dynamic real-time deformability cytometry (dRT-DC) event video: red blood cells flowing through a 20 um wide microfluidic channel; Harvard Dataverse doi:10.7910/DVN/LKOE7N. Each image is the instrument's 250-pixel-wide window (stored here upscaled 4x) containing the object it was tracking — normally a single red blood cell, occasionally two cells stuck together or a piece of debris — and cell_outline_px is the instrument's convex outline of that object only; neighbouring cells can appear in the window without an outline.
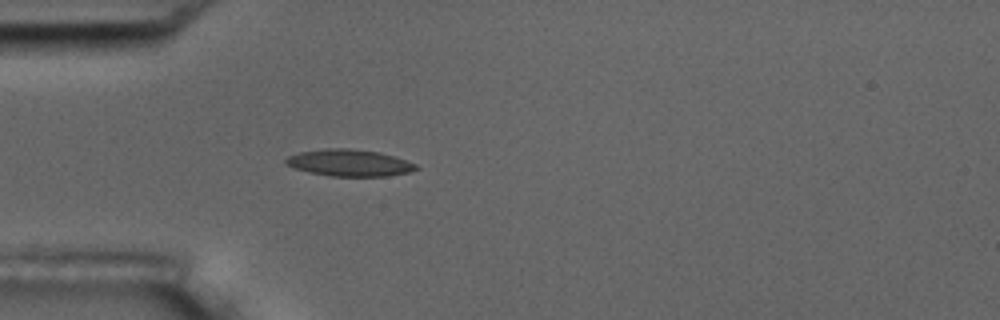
{"species": "common noctule bat (a hibernating species)", "species_latin": "Nyctalus noctula", "temperature_condition": "room temperature", "stored_images_in_passage": 5, "camera_frame_rate_fps": 3000, "um_per_image_px": 0.085, "animal": {"sex": "male", "body_mass_g": 17.5, "forearm_length_mm": 52.3}, "frame": {"image": 1, "passage_image": 3, "time_ms": 3.333, "image_size_px": [1000, 320], "cell_outline_px": [[420, 168], [412, 172], [388, 176], [332, 176], [308, 172], [284, 164], [284, 160], [288, 156], [300, 152], [328, 148], [348, 148], [380, 152], [416, 164]], "centroid_in_image_um": [29.7, 13.84], "position_along_channel_um": 55.3, "area_um2": 20.29}}